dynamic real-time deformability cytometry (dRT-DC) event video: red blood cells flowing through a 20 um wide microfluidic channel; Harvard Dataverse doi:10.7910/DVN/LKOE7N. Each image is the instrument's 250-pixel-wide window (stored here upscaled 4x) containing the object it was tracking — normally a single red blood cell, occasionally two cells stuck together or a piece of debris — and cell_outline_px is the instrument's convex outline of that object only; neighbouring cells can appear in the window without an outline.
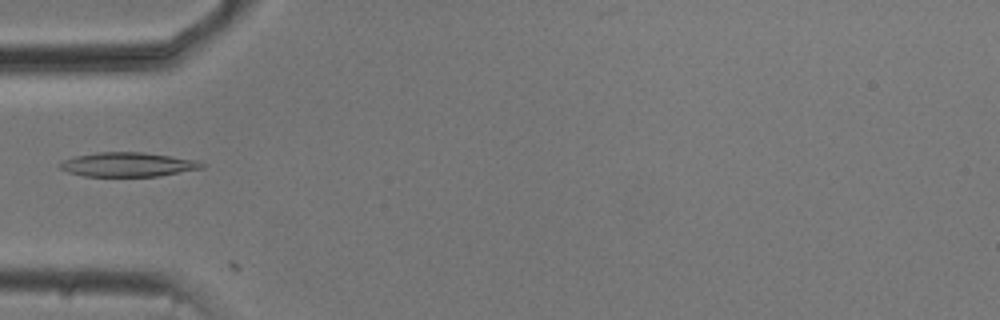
{"species": "common noctule bat (a hibernating species)", "species_latin": "Nyctalus noctula", "temperature_condition": "cold", "stored_images_in_passage": 9, "camera_frame_rate_fps": 3000, "um_per_image_px": 0.085, "animal": {"sex": "male", "body_mass_g": 20.5, "forearm_length_mm": 52.5}, "frame": {"image": 1, "passage_image": 3, "time_ms": 0.667, "image_size_px": [1000, 320], "cell_outline_px": [[204, 168], [160, 176], [84, 176], [68, 172], [60, 168], [56, 164], [60, 160], [76, 156], [96, 152], [144, 152], [196, 160], [204, 164]], "centroid_in_image_um": [10.82, 13.98], "position_along_channel_um": 74.2, "area_um2": 20.17}}
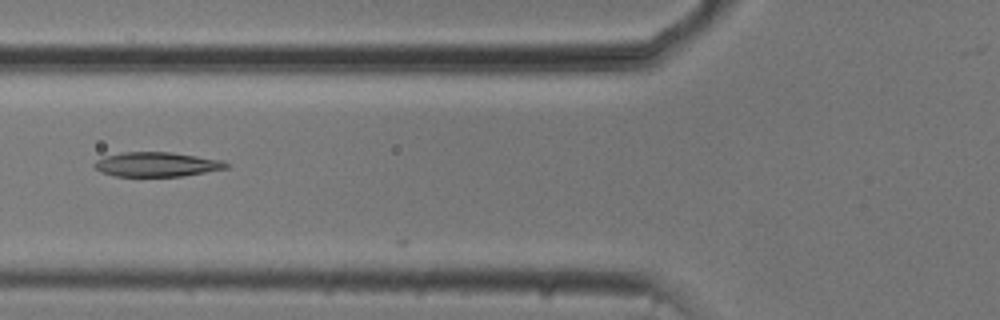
{"frame": {"image": 2, "passage_image": 6, "time_ms": 1.667, "image_size_px": [1000, 320], "cell_outline_px": [[228, 168], [184, 176], [116, 176], [100, 172], [92, 164], [96, 160], [104, 156], [120, 152], [172, 152], [224, 160], [228, 164]], "centroid_in_image_um": [13.32, 13.97], "position_along_channel_um": 112.5, "area_um2": 18.96}}